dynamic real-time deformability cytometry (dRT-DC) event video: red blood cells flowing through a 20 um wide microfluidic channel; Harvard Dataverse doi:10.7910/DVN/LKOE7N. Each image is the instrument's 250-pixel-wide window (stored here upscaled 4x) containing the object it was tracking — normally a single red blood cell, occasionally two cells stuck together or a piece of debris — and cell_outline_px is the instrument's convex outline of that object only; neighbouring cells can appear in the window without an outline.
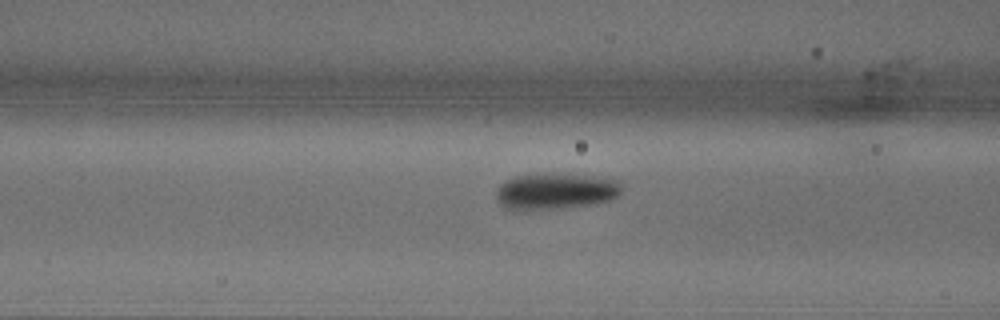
{"species": "common noctule bat (a hibernating species)", "species_latin": "Nyctalus noctula", "temperature_condition": "warm", "stored_images_in_passage": 41, "camera_frame_rate_fps": 3000, "um_per_image_px": 0.085, "animal": {"sex": "male", "body_mass_g": 18.8}, "frame": {"image": 1, "passage_image": 6, "time_ms": 1.667, "image_size_px": [1000, 320], "cell_outline_px": [[624, 184], [620, 192], [612, 200], [596, 204], [524, 212], [508, 208], [500, 204], [496, 200], [496, 192], [500, 184], [504, 180], [516, 176], [584, 176], [620, 180]], "centroid_in_image_um": [47.22, 16.32], "position_along_channel_um": 119.4, "area_um2": 26.18}}
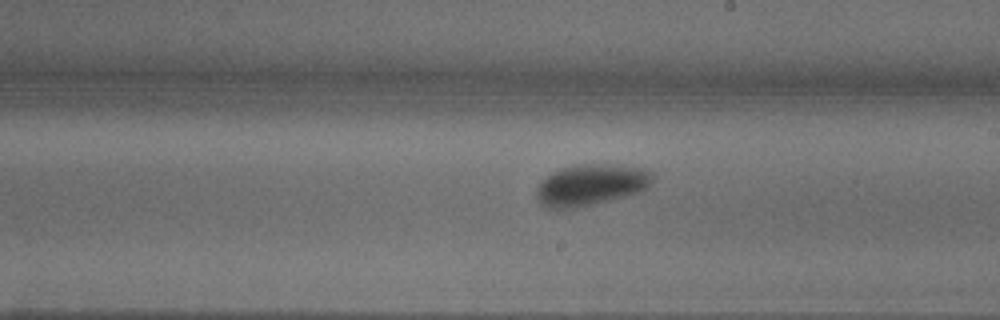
{"frame": {"image": 2, "passage_image": 16, "time_ms": 5.0, "image_size_px": [1000, 320], "cell_outline_px": [[652, 180], [648, 188], [640, 192], [576, 208], [548, 208], [540, 204], [536, 200], [536, 192], [540, 184], [552, 172], [560, 168], [576, 164], [612, 164], [644, 168], [652, 172]], "centroid_in_image_um": [50.23, 15.7], "position_along_channel_um": 238.8, "area_um2": 27.86}}
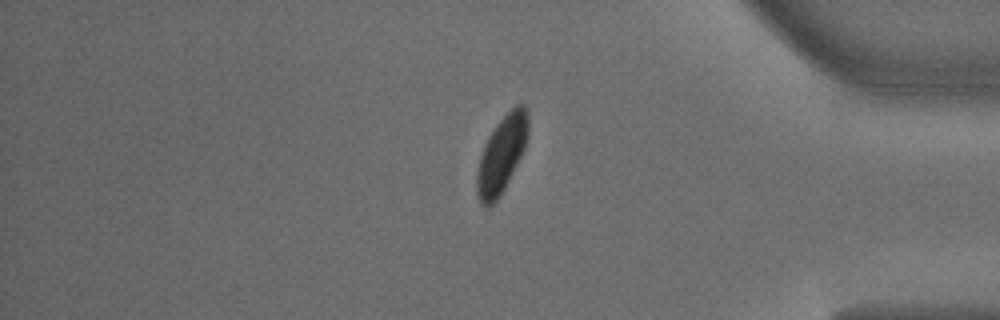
{"frame": {"image": 3, "passage_image": 31, "time_ms": 10.0, "image_size_px": [1000, 320], "cell_outline_px": [[528, 136], [524, 148], [500, 196], [488, 208], [484, 208], [480, 204], [476, 196], [476, 172], [480, 156], [484, 144], [488, 136], [496, 124], [516, 104], [524, 104], [528, 112]], "centroid_in_image_um": [42.6, 13.15], "position_along_channel_um": 392.6, "area_um2": 22.95}, "authors_computed_cell_mechanics": {"area_um2": 25.5476, "velocity_mm_per_s": 3.5934, "shape_relaxation_time_tau1_ms": 2.7884, "shape_relaxation_time_tau2_ms": null, "deformation_change_tau1": 0.1186, "deformation_change_tau2": null}}